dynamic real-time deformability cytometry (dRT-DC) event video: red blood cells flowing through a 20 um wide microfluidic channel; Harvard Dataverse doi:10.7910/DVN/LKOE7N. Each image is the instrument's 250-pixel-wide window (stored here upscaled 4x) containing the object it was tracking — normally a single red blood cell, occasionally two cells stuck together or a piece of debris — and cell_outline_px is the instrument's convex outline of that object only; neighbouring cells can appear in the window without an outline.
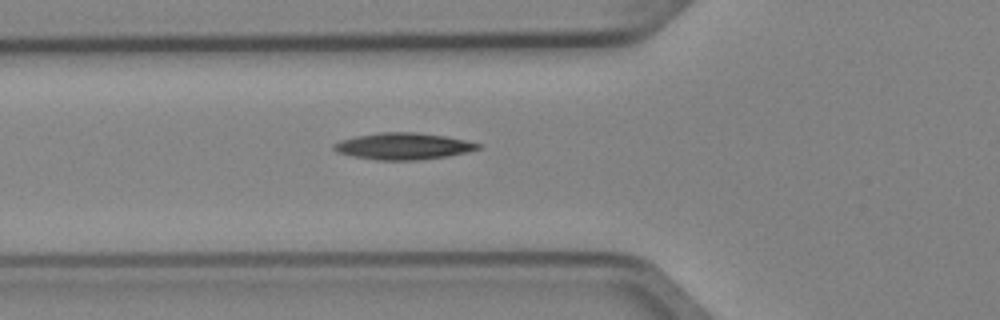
{"species": "Egyptian fruit bat (a non-hibernating species)", "species_latin": "Rousettus aegyptiacus", "temperature_condition": "cold", "stored_images_in_passage": 5, "camera_frame_rate_fps": 3000, "um_per_image_px": 0.085, "animal": {"sex": "female"}, "frame": {"image": 1, "passage_image": 5, "time_ms": 1.333, "image_size_px": [1000, 320], "cell_outline_px": [[480, 148], [448, 156], [416, 160], [376, 160], [352, 156], [336, 152], [332, 148], [332, 144], [340, 140], [356, 136], [380, 132], [416, 132], [444, 136], [464, 140], [480, 144]], "centroid_in_image_um": [34.2, 12.42], "position_along_channel_um": 91.6, "area_um2": 22.25}}